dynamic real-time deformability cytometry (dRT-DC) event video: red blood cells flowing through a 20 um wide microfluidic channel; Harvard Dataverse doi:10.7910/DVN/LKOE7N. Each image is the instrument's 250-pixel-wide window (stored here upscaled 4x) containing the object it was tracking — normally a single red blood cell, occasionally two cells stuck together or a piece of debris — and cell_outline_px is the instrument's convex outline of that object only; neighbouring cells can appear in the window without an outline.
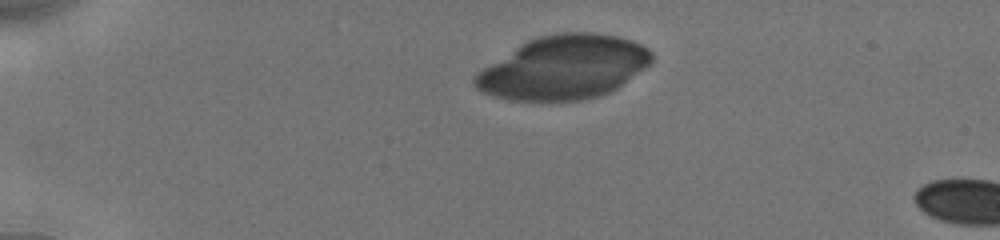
{"species": "human", "species_latin": "Homo sapiens", "temperature_condition": "cold", "stored_images_in_passage": 84, "camera_frame_rate_fps": 3000, "um_per_image_px": 0.085, "donor": {"sex": "male"}, "frame": {"image": 1, "passage_image": 1, "time_ms": 0.0, "image_size_px": [1000, 240], "cell_outline_px": [[652, 64], [616, 88], [600, 96], [580, 100], [508, 100], [492, 96], [476, 88], [472, 84], [472, 76], [476, 72], [520, 44], [536, 36], [560, 32], [592, 32], [616, 36], [632, 40], [648, 48], [652, 52]], "centroid_in_image_um": [47.89, 5.72], "position_along_channel_um": 37.1, "area_um2": 65.72}}